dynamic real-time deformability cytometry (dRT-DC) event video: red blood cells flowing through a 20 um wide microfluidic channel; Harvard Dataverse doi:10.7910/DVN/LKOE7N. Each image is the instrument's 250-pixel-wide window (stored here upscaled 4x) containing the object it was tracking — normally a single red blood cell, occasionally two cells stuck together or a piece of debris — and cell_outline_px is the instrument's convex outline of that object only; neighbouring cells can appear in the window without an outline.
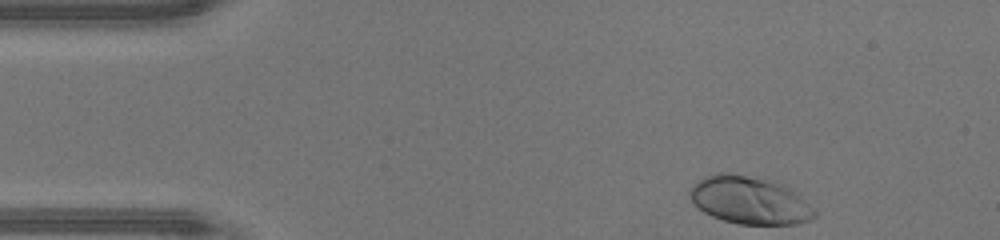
{"species": "human", "species_latin": "Homo sapiens", "temperature_condition": "warm", "stored_images_in_passage": 35, "camera_frame_rate_fps": 3000, "um_per_image_px": 0.085, "donor": {"sex": "male"}, "frame": {"image": 1, "passage_image": 1, "time_ms": 0.0, "image_size_px": [1000, 240], "cell_outline_px": [[816, 216], [808, 220], [796, 224], [740, 224], [724, 220], [712, 216], [704, 212], [692, 200], [688, 192], [692, 184], [704, 176], [720, 172], [772, 180], [784, 184], [812, 208], [816, 212]], "centroid_in_image_um": [63.67, 17.02], "position_along_channel_um": 21.3, "area_um2": 34.16}}
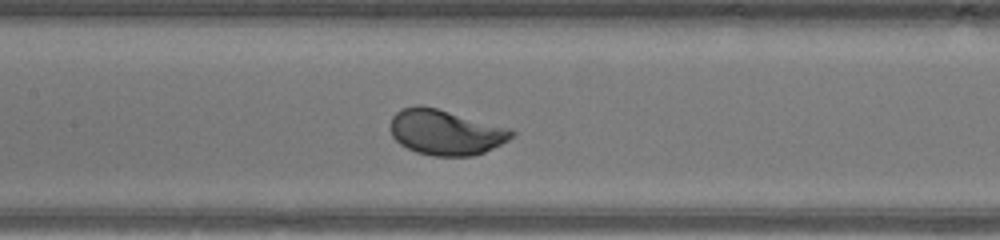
{"frame": {"image": 2, "passage_image": 17, "time_ms": 5.333, "image_size_px": [1000, 240], "cell_outline_px": [[516, 136], [484, 152], [472, 156], [432, 156], [416, 152], [400, 144], [392, 136], [392, 116], [396, 112], [404, 108], [416, 104], [420, 104], [436, 108], [512, 128], [516, 132]], "centroid_in_image_um": [37.91, 11.24], "position_along_channel_um": 169.5, "area_um2": 32.08}}
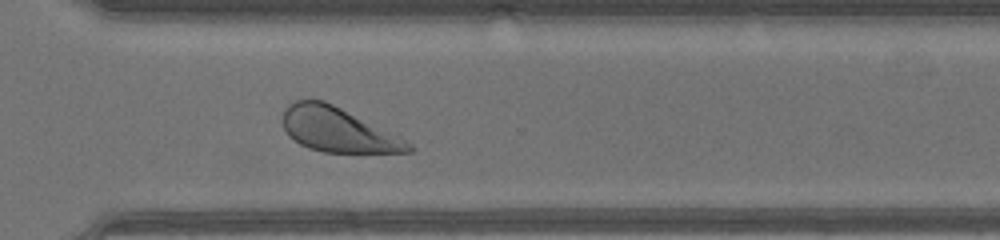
{"frame": {"image": 3, "passage_image": 29, "time_ms": 9.333, "image_size_px": [1000, 240], "cell_outline_px": [[412, 152], [324, 152], [308, 148], [300, 144], [288, 136], [284, 128], [284, 108], [288, 104], [296, 100], [324, 100], [400, 136], [412, 144]], "centroid_in_image_um": [28.71, 11.03], "position_along_channel_um": 341.9, "area_um2": 32.25}, "authors_computed_cell_mechanics": {"area_um2": 32.1946, "velocity_mm_per_s": 4.3217, "shape_relaxation_time_tau1_ms": 1.2602, "shape_relaxation_time_tau2_ms": null, "deformation_change_tau1": 0.1181, "deformation_change_tau2": null}}